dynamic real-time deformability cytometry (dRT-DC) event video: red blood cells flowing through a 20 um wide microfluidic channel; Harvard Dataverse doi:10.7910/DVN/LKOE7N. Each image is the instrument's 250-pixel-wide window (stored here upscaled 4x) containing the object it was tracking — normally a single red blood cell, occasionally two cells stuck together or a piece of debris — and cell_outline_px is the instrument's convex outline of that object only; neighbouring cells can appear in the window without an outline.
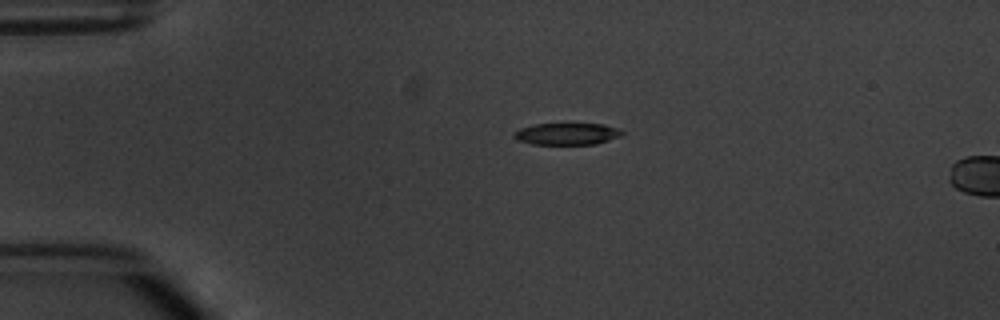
{"species": "common noctule bat (a hibernating species)", "species_latin": "Nyctalus noctula", "temperature_condition": "warm", "stored_images_in_passage": 5, "camera_frame_rate_fps": 3000, "um_per_image_px": 0.085, "animal": {"sex": "male", "body_mass_g": 20.1, "forearm_length_mm": 53.5}, "frame": {"image": 1, "passage_image": 5, "time_ms": 5.667, "image_size_px": [1000, 320], "cell_outline_px": [[624, 132], [620, 136], [596, 144], [532, 144], [516, 140], [512, 136], [512, 132], [520, 128], [532, 124], [604, 124], [620, 128]], "centroid_in_image_um": [48.16, 11.37], "position_along_channel_um": 36.8, "area_um2": 13.87}}